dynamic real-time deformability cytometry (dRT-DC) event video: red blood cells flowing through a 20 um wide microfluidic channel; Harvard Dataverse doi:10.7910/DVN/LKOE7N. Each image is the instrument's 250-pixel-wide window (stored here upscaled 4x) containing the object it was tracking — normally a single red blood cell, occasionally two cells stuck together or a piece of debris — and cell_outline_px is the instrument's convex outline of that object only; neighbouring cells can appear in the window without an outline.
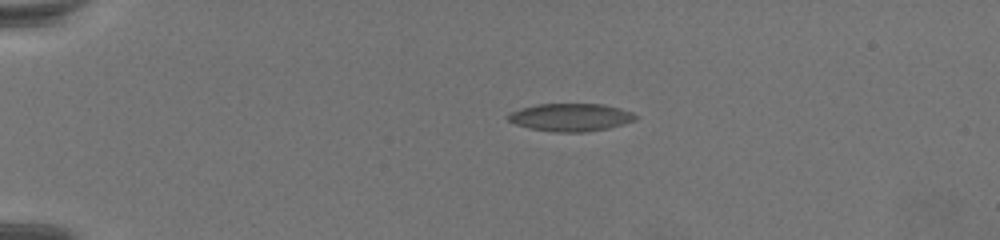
{"species": "common noctule bat (a hibernating species)", "species_latin": "Nyctalus noctula", "temperature_condition": "warm", "stored_images_in_passage": 56, "camera_frame_rate_fps": 3000, "um_per_image_px": 0.085, "animal": {"sex": "female", "body_mass_g": 19.5, "forearm_length_mm": 54.1}, "frame": {"image": 1, "passage_image": 1, "time_ms": 0.0, "image_size_px": [1000, 240], "cell_outline_px": [[636, 116], [632, 120], [620, 124], [604, 128], [580, 132], [556, 132], [532, 128], [516, 124], [508, 120], [508, 116], [512, 112], [524, 108], [540, 104], [600, 104], [616, 108], [628, 112]], "centroid_in_image_um": [48.43, 9.97], "position_along_channel_um": 36.6, "area_um2": 19.59}}
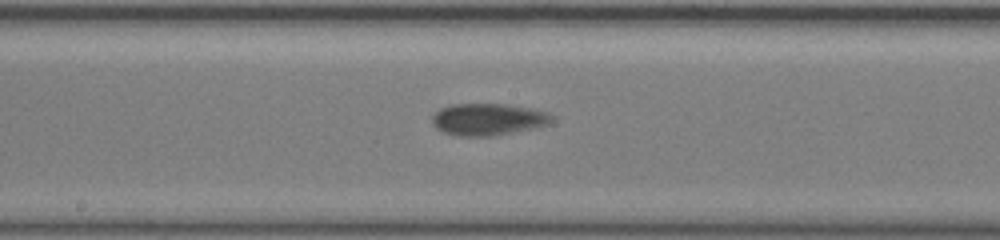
{"frame": {"image": 2, "passage_image": 25, "time_ms": 8.0, "image_size_px": [1000, 240], "cell_outline_px": [[552, 116], [544, 124], [492, 136], [456, 136], [444, 132], [436, 128], [432, 124], [432, 116], [440, 108], [452, 104], [500, 104], [528, 108], [544, 112]], "centroid_in_image_um": [41.31, 10.14], "position_along_channel_um": 206.9, "area_um2": 21.44}}
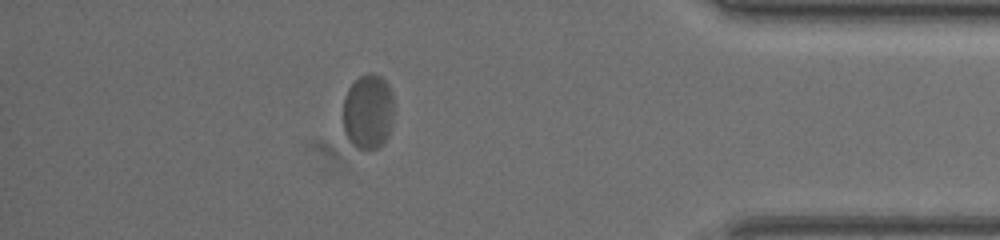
{"frame": {"image": 3, "passage_image": 48, "time_ms": 15.667, "image_size_px": [1000, 240], "cell_outline_px": [[392, 112], [388, 136], [376, 148], [356, 148], [348, 140], [344, 132], [344, 96], [348, 88], [360, 76], [368, 72], [380, 76], [388, 84], [392, 96]], "centroid_in_image_um": [31.26, 9.47], "position_along_channel_um": 403.9, "area_um2": 21.85}}